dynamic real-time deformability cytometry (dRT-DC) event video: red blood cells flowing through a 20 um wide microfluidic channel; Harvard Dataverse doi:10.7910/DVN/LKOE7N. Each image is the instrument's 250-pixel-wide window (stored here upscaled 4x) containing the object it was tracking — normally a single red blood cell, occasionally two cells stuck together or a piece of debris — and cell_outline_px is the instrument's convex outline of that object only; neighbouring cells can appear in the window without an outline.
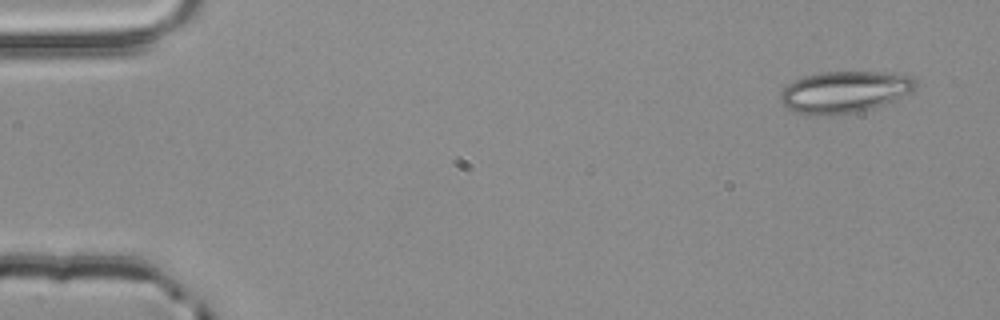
{"species": "common noctule bat (a hibernating species)", "species_latin": "Nyctalus noctula", "temperature_condition": "room temperature", "stored_images_in_passage": 5, "camera_frame_rate_fps": 3000, "um_per_image_px": 0.085, "animal": {"sex": "male", "body_mass_g": 20.4}, "frame": {"image": 1, "passage_image": 1, "time_ms": 0.0, "image_size_px": [1000, 320], "cell_outline_px": [[916, 88], [912, 92], [896, 100], [872, 108], [856, 112], [832, 116], [804, 116], [788, 108], [780, 100], [780, 92], [788, 84], [804, 76], [820, 72], [888, 72], [912, 76], [916, 80]], "centroid_in_image_um": [71.79, 7.83], "position_along_channel_um": 13.2, "area_um2": 33.29}}
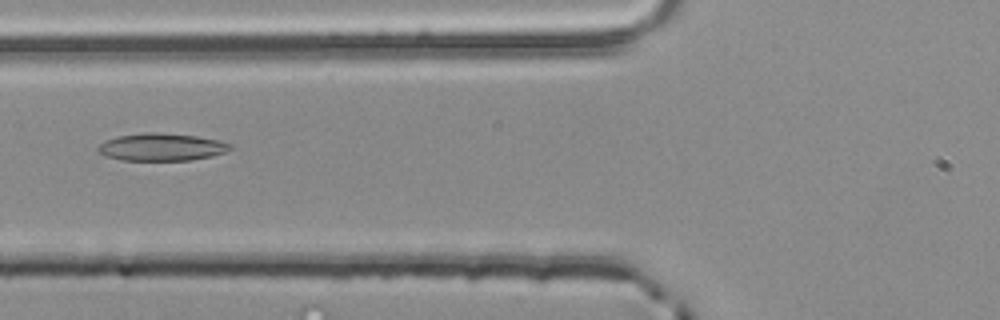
{"frame": {"image": 2, "passage_image": 5, "time_ms": 1.333, "image_size_px": [1000, 320], "cell_outline_px": [[232, 148], [224, 152], [212, 156], [192, 160], [120, 160], [104, 156], [96, 148], [100, 144], [116, 136], [144, 132], [152, 132], [196, 136], [220, 140], [232, 144]], "centroid_in_image_um": [13.73, 12.5], "position_along_channel_um": 112.1, "area_um2": 21.15}}